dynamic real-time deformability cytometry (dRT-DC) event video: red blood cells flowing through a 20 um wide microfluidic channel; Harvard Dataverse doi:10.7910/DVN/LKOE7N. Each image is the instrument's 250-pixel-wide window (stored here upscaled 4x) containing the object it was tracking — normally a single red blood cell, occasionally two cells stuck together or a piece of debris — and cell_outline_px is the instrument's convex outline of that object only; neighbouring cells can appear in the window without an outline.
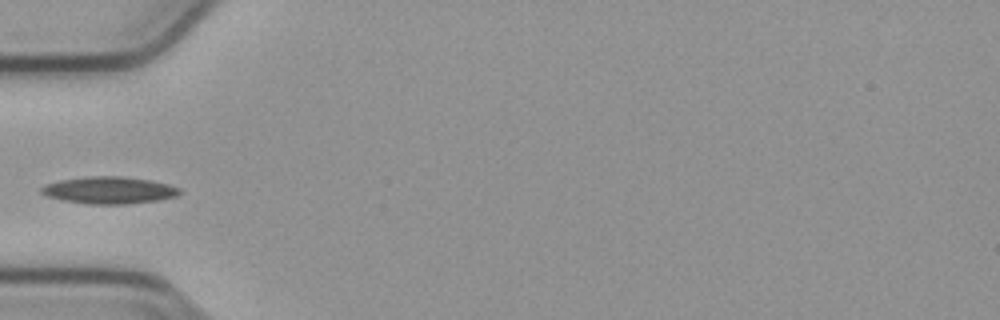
{"species": "common noctule bat (a hibernating species)", "species_latin": "Nyctalus noctula", "temperature_condition": "cold", "stored_images_in_passage": 37, "camera_frame_rate_fps": 3000, "um_per_image_px": 0.085, "animal": {"sex": "male", "body_mass_g": 23.1, "forearm_length_mm": 52.7}, "frame": {"image": 1, "passage_image": 1, "time_ms": 0.0, "image_size_px": [1000, 320], "cell_outline_px": [[180, 192], [176, 196], [160, 200], [128, 204], [88, 204], [64, 200], [48, 196], [40, 192], [40, 188], [44, 184], [60, 180], [84, 176], [120, 176], [152, 180], [168, 184], [180, 188]], "centroid_in_image_um": [9.27, 16.16], "position_along_channel_um": 75.7, "area_um2": 21.91}}
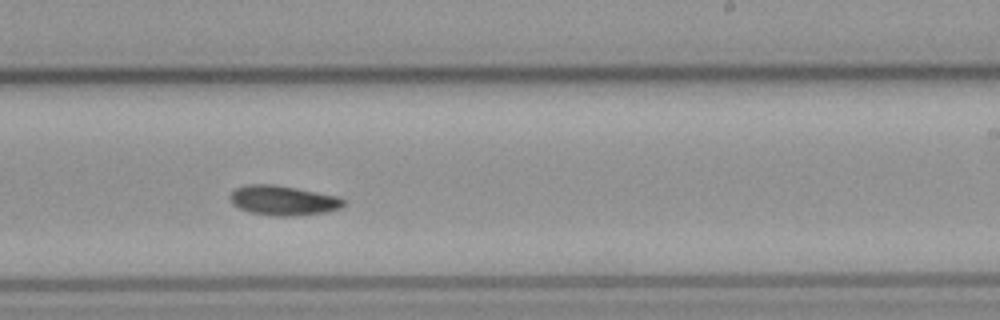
{"frame": {"image": 2, "passage_image": 16, "time_ms": 5.0, "image_size_px": [1000, 320], "cell_outline_px": [[344, 204], [340, 208], [328, 212], [296, 216], [272, 216], [248, 212], [232, 204], [228, 196], [236, 188], [248, 184], [272, 184], [340, 196], [344, 200]], "centroid_in_image_um": [24.06, 17.05], "position_along_channel_um": 264.9, "area_um2": 19.83}}
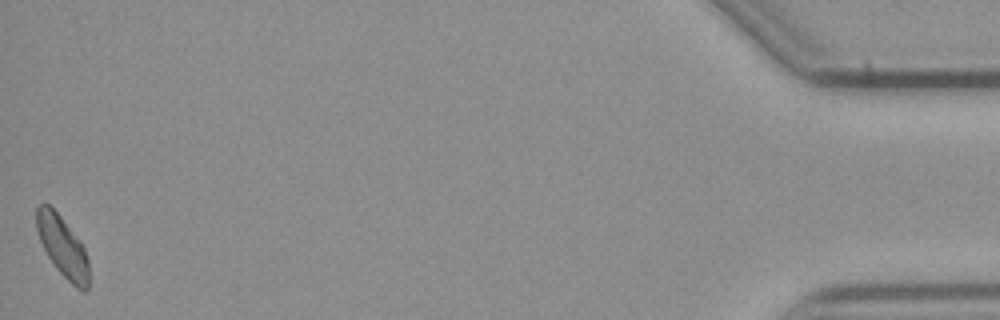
{"frame": {"image": 3, "passage_image": 37, "time_ms": 12.0, "image_size_px": [1000, 320], "cell_outline_px": [[88, 288], [84, 292], [76, 288], [60, 272], [48, 256], [40, 240], [36, 228], [36, 208], [40, 204], [48, 204], [60, 216], [80, 240], [84, 248], [88, 260]], "centroid_in_image_um": [5.32, 20.96], "position_along_channel_um": 429.9, "area_um2": 18.21}}